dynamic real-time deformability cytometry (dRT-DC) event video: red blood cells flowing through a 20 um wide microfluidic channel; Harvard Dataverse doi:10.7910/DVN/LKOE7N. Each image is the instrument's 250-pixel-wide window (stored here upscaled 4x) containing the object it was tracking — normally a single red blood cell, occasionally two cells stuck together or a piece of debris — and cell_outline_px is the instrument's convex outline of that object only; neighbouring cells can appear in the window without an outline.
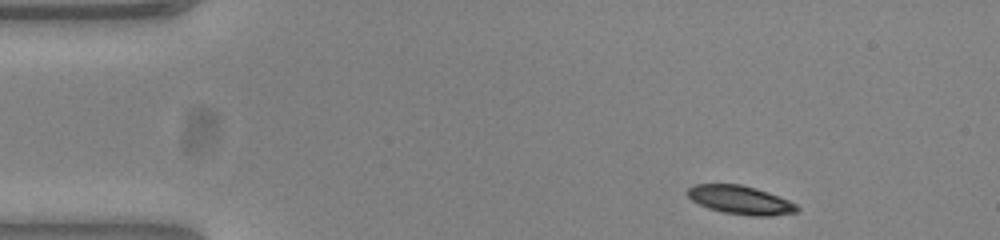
{"species": "common noctule bat (a hibernating species)", "species_latin": "Nyctalus noctula", "temperature_condition": "warm", "stored_images_in_passage": 49, "segment_of_instrument_passage": [1, 2], "camera_frame_rate_fps": 3000, "um_per_image_px": 0.085, "animal": {"sex": "female", "body_mass_g": 23.0, "forearm_length_mm": 53.4}, "frame": {"image": 1, "passage_image": 1, "time_ms": 0.0, "image_size_px": [1000, 240], "cell_outline_px": [[800, 208], [796, 212], [772, 216], [752, 216], [724, 212], [708, 208], [692, 200], [688, 196], [688, 188], [692, 184], [740, 184], [756, 188], [788, 200], [796, 204]], "centroid_in_image_um": [62.94, 17.0], "position_along_channel_um": 22.1, "area_um2": 18.09}}
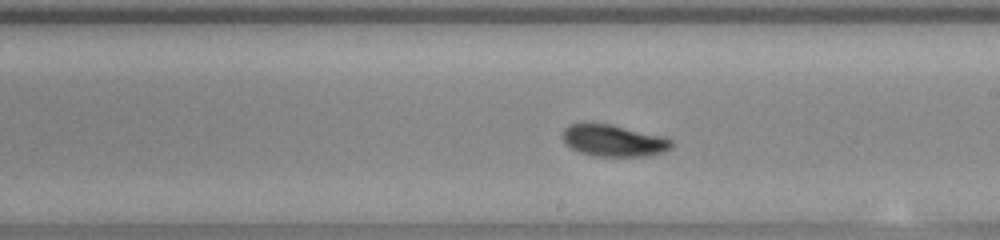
{"frame": {"image": 2, "passage_image": 25, "time_ms": 8.0, "image_size_px": [1000, 240], "cell_outline_px": [[672, 148], [664, 152], [644, 156], [596, 156], [580, 152], [572, 148], [564, 140], [564, 128], [568, 124], [612, 124], [664, 136], [672, 140]], "centroid_in_image_um": [52.22, 11.95], "position_along_channel_um": 236.8, "area_um2": 19.94}}
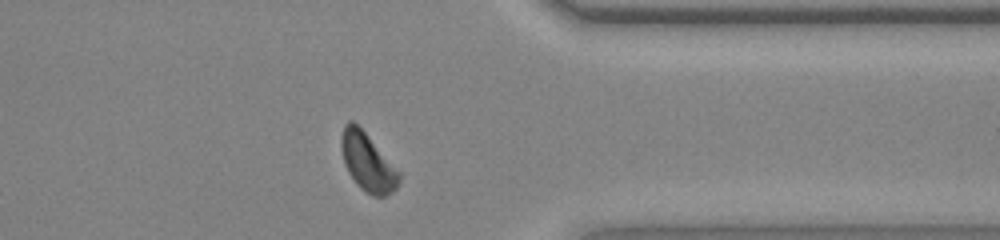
{"frame": {"image": 3, "passage_image": 37, "time_ms": 12.0, "image_size_px": [1000, 240], "cell_outline_px": [[400, 180], [396, 188], [392, 192], [384, 196], [372, 196], [360, 188], [356, 184], [348, 172], [344, 164], [340, 144], [340, 136], [344, 124], [348, 120], [352, 120], [368, 136], [400, 172]], "centroid_in_image_um": [31.22, 13.79], "position_along_channel_um": 380.2, "area_um2": 19.48}}